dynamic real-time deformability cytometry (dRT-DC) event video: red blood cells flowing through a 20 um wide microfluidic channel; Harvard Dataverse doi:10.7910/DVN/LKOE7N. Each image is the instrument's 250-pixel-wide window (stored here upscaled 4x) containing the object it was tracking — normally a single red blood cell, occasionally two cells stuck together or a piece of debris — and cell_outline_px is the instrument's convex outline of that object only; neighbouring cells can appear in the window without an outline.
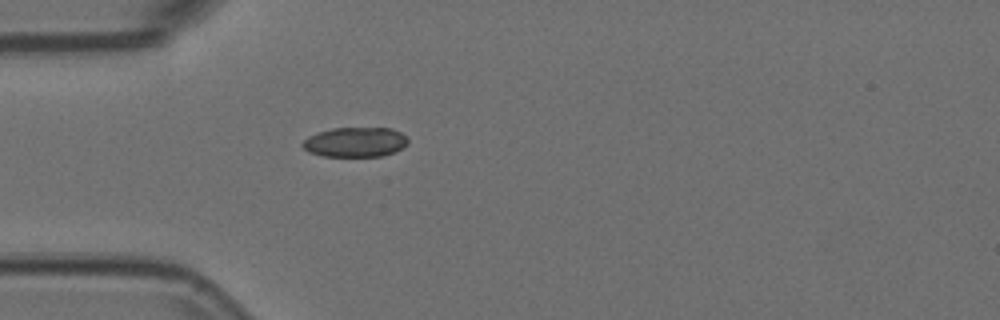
{"species": "Egyptian fruit bat (a non-hibernating species)", "species_latin": "Rousettus aegyptiacus", "temperature_condition": "room temperature", "stored_images_in_passage": 1, "camera_frame_rate_fps": 3000, "um_per_image_px": 0.085, "animal": {"sex": "female"}, "frame": {"image": 1, "passage_image": 1, "time_ms": 0.0, "image_size_px": [1000, 320], "cell_outline_px": [[408, 144], [392, 152], [380, 156], [324, 156], [308, 152], [300, 144], [308, 136], [332, 128], [392, 128], [400, 132], [408, 140]], "centroid_in_image_um": [30.17, 12.07], "position_along_channel_um": 54.8, "area_um2": 18.09}}